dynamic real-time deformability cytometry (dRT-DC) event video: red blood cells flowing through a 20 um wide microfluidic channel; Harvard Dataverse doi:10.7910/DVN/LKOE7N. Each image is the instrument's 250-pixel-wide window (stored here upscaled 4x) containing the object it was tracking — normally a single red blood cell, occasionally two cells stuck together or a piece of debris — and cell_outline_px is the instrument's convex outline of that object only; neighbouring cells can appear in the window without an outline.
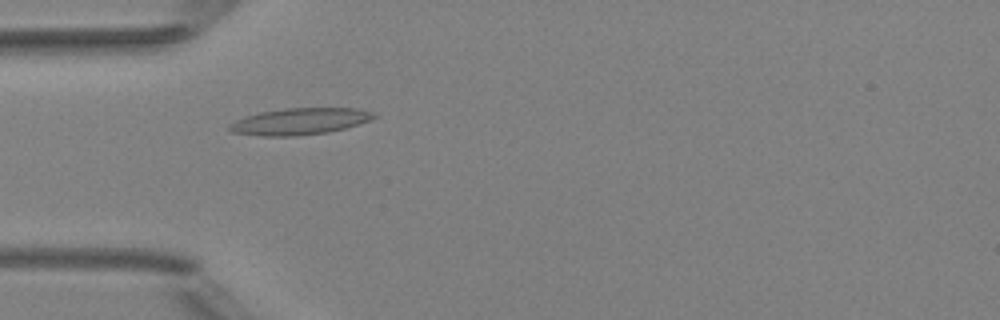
{"species": "Egyptian fruit bat (a non-hibernating species)", "species_latin": "Rousettus aegyptiacus", "temperature_condition": "room temperature", "stored_images_in_passage": 6, "camera_frame_rate_fps": 3000, "um_per_image_px": 0.085, "animal": {"sex": "female"}, "frame": {"image": 1, "passage_image": 4, "time_ms": 4.333, "image_size_px": [1000, 320], "cell_outline_px": [[376, 116], [372, 120], [344, 128], [328, 132], [296, 136], [260, 136], [232, 132], [228, 128], [228, 124], [244, 116], [260, 112], [284, 108], [356, 108], [376, 112]], "centroid_in_image_um": [25.48, 10.31], "position_along_channel_um": 59.5, "area_um2": 22.54}}
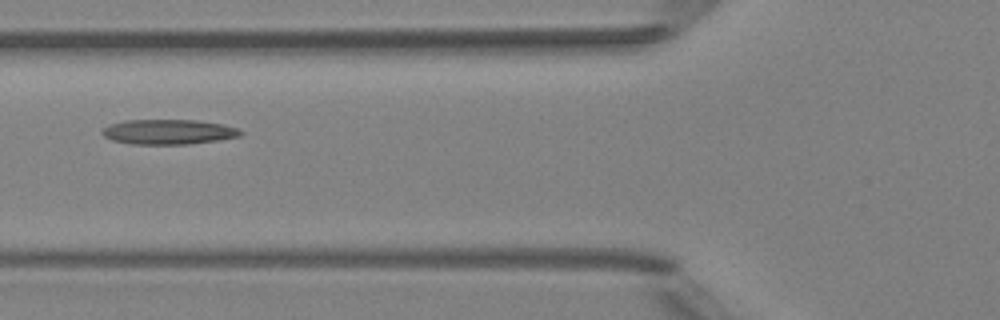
{"frame": {"image": 2, "passage_image": 5, "time_ms": 5.667, "image_size_px": [1000, 320], "cell_outline_px": [[244, 132], [240, 136], [220, 140], [188, 144], [132, 144], [112, 140], [104, 136], [100, 132], [100, 128], [124, 120], [196, 120], [224, 124], [236, 128]], "centroid_in_image_um": [14.31, 11.21], "position_along_channel_um": 111.5, "area_um2": 20.23}}
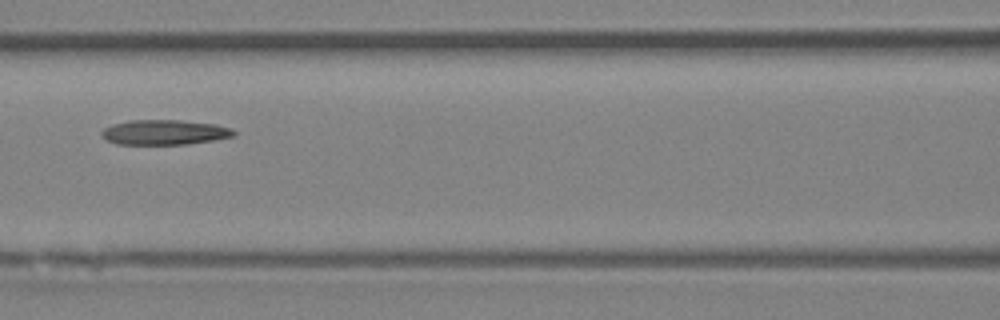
{"frame": {"image": 3, "passage_image": 6, "time_ms": 6.667, "image_size_px": [1000, 320], "cell_outline_px": [[236, 136], [216, 140], [188, 144], [116, 144], [108, 140], [100, 132], [104, 128], [112, 124], [128, 120], [180, 120], [216, 124], [232, 128], [236, 132]], "centroid_in_image_um": [14.03, 11.24], "position_along_channel_um": 152.6, "area_um2": 19.36}}